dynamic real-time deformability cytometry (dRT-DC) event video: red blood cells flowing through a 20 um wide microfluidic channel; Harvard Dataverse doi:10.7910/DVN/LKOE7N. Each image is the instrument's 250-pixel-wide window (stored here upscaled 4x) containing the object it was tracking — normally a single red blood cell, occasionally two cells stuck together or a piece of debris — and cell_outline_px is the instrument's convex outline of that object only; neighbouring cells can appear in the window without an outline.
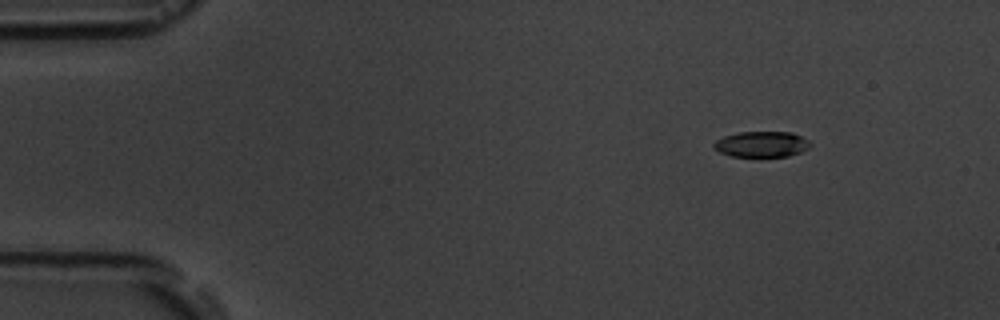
{"species": "common noctule bat (a hibernating species)", "species_latin": "Nyctalus noctula", "temperature_condition": "room temperature", "stored_images_in_passage": 6, "camera_frame_rate_fps": 3000, "um_per_image_px": 0.085, "animal": {"sex": "male", "body_mass_g": 19.5, "forearm_length_mm": 54.6}, "frame": {"image": 1, "passage_image": 6, "time_ms": 6.0, "image_size_px": [1000, 320], "cell_outline_px": [[812, 144], [808, 148], [800, 152], [788, 156], [732, 156], [720, 152], [712, 144], [716, 140], [724, 136], [740, 132], [792, 132], [808, 140]], "centroid_in_image_um": [64.75, 12.25], "position_along_channel_um": 20.2, "area_um2": 14.28}}